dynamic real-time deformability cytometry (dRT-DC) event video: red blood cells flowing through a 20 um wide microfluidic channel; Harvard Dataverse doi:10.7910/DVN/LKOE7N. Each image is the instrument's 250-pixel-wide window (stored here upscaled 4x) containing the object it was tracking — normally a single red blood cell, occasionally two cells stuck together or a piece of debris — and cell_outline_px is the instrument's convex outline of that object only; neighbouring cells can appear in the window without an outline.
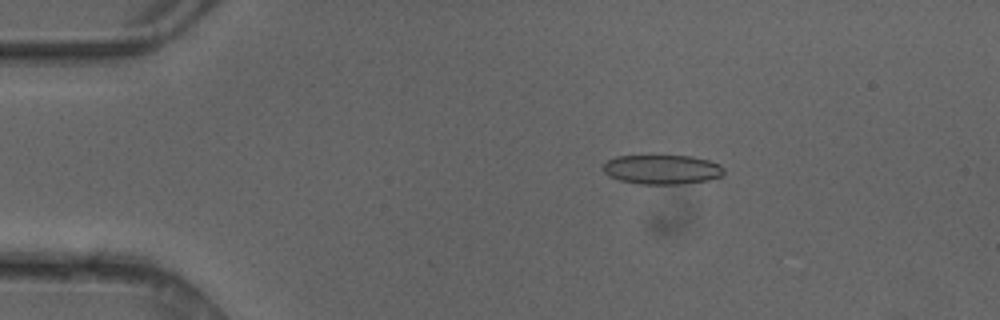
{"species": "common noctule bat (a hibernating species)", "species_latin": "Nyctalus noctula", "temperature_condition": "cold", "stored_images_in_passage": 4, "camera_frame_rate_fps": 3000, "um_per_image_px": 0.085, "animal": {"sex": "female"}, "frame": {"image": 1, "passage_image": 3, "time_ms": 0.667, "image_size_px": [1000, 320], "cell_outline_px": [[724, 172], [720, 176], [708, 180], [684, 184], [640, 184], [620, 180], [608, 176], [600, 168], [608, 160], [616, 156], [692, 156], [708, 160], [720, 164], [724, 168]], "centroid_in_image_um": [56.26, 14.41], "position_along_channel_um": 28.7, "area_um2": 20.81}}